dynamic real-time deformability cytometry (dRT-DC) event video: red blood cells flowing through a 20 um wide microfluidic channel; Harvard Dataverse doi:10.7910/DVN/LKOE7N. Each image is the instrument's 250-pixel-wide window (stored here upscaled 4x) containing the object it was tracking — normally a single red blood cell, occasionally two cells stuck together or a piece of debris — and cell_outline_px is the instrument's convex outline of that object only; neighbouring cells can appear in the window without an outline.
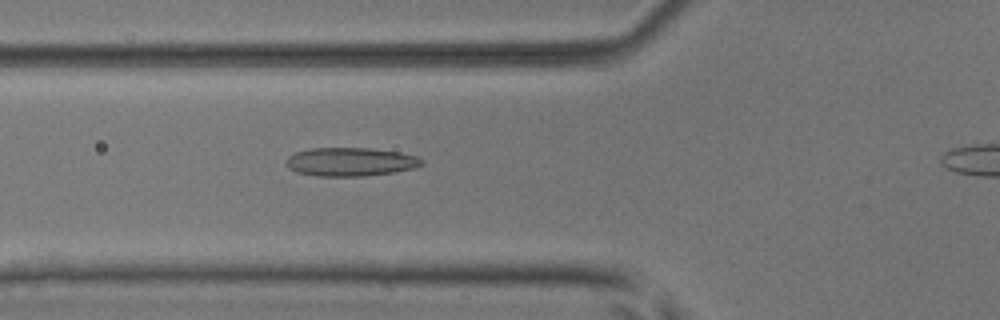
{"species": "common noctule bat (a hibernating species)", "species_latin": "Nyctalus noctula", "temperature_condition": "room temperature", "stored_images_in_passage": 39, "camera_frame_rate_fps": 3000, "um_per_image_px": 0.085, "animal": {"sex": "male", "body_mass_g": 17.9, "forearm_length_mm": 54.2}, "frame": {"image": 1, "passage_image": 12, "time_ms": 3.667, "image_size_px": [1000, 320], "cell_outline_px": [[424, 164], [412, 168], [392, 172], [364, 176], [316, 176], [296, 172], [288, 168], [288, 156], [296, 152], [312, 148], [372, 148], [400, 152], [416, 156], [424, 160]], "centroid_in_image_um": [29.8, 13.75], "position_along_channel_um": 96.0, "area_um2": 22.48}}
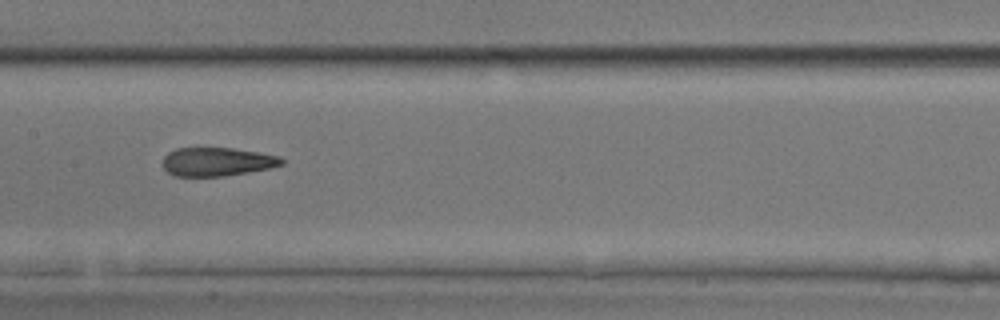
{"frame": {"image": 2, "passage_image": 19, "time_ms": 6.0, "image_size_px": [1000, 320], "cell_outline_px": [[284, 164], [268, 168], [224, 176], [176, 176], [168, 172], [164, 168], [164, 156], [168, 152], [176, 148], [232, 148], [280, 156], [284, 160]], "centroid_in_image_um": [18.44, 13.74], "position_along_channel_um": 189.0, "area_um2": 19.59}}
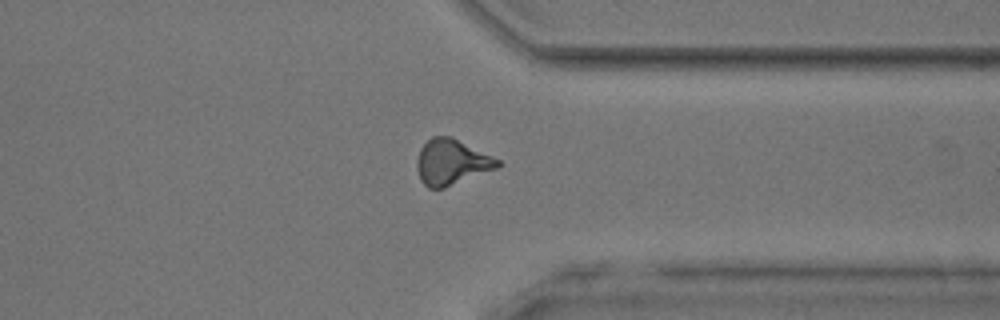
{"frame": {"image": 3, "passage_image": 33, "time_ms": 10.667, "image_size_px": [1000, 320], "cell_outline_px": [[504, 164], [496, 168], [444, 188], [428, 188], [420, 180], [416, 168], [416, 160], [420, 148], [432, 136], [452, 136], [500, 160]], "centroid_in_image_um": [38.36, 13.77], "position_along_channel_um": 373.0, "area_um2": 21.44}, "authors_computed_cell_mechanics": {"area_um2": 21.0392, "velocity_mm_per_s": 3.9804, "shape_relaxation_time_tau1_ms": null, "shape_relaxation_time_tau2_ms": 2.1695, "deformation_change_tau1": null, "deformation_change_tau2": 0.1049}}